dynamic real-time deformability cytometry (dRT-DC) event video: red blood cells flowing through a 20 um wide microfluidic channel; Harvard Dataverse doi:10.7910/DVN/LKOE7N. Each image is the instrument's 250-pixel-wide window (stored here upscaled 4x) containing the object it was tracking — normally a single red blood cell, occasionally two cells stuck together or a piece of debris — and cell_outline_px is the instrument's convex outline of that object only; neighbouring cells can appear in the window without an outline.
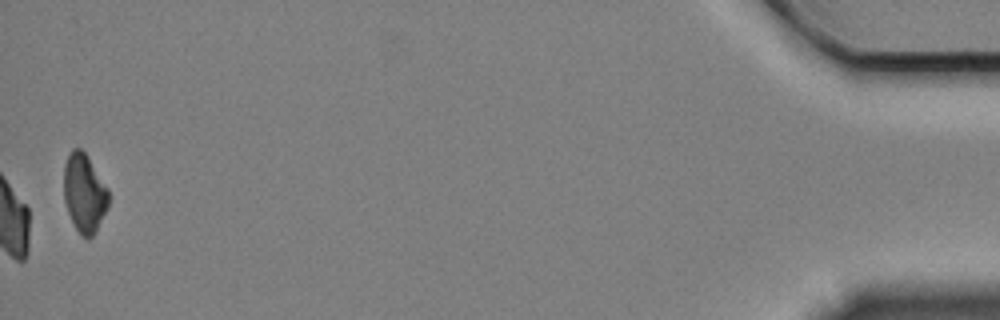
{"species": "Egyptian fruit bat (a non-hibernating species)", "species_latin": "Rousettus aegyptiacus", "temperature_condition": "cold", "stored_images_in_passage": 53, "camera_frame_rate_fps": 3000, "um_per_image_px": 0.085, "animal": {"sex": "female"}, "frame": {"image": 1, "passage_image": 53, "time_ms": 17.333, "image_size_px": [1000, 320], "cell_outline_px": [[108, 204], [96, 232], [88, 240], [80, 236], [68, 212], [64, 200], [64, 164], [68, 152], [72, 148], [80, 148], [88, 156], [108, 188]], "centroid_in_image_um": [7.15, 16.4], "position_along_channel_um": 428.0, "area_um2": 20.58}, "authors_computed_cell_mechanics": {"area_um2": 24.3338, "velocity_mm_per_s": 3.3003, "shape_relaxation_time_tau1_ms": 3.9036, "shape_relaxation_time_tau2_ms": null, "deformation_change_tau1": 0.1232, "deformation_change_tau2": null}}